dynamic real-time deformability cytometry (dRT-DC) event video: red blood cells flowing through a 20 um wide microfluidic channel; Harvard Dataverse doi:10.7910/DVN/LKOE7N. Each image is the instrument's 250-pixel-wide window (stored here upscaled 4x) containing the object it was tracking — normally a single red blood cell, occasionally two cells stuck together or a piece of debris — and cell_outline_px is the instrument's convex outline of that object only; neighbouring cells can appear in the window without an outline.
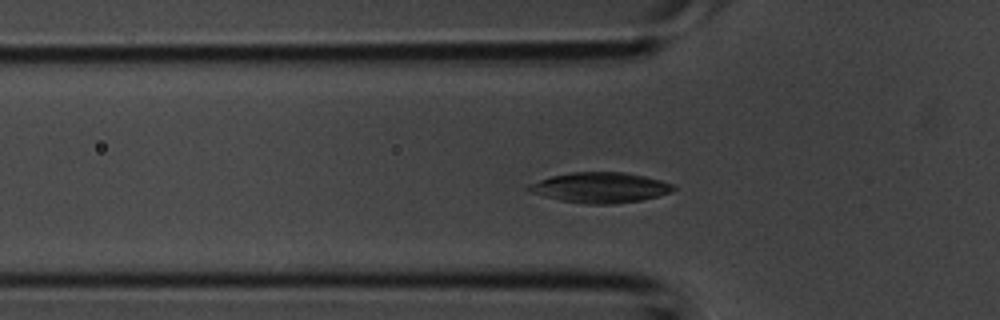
{"species": "common noctule bat (a hibernating species)", "species_latin": "Nyctalus noctula", "temperature_condition": "room temperature", "stored_images_in_passage": 22, "camera_frame_rate_fps": 3000, "um_per_image_px": 0.085, "animal": {"sex": "male", "body_mass_g": 20.1, "forearm_length_mm": 53.5}, "frame": {"image": 1, "passage_image": 2, "time_ms": 0.333, "image_size_px": [1000, 320], "cell_outline_px": [[676, 188], [672, 192], [640, 200], [616, 204], [584, 204], [560, 200], [528, 192], [524, 188], [528, 184], [552, 176], [572, 172], [624, 172], [644, 176], [660, 180], [672, 184]], "centroid_in_image_um": [50.98, 15.95], "position_along_channel_um": 74.8, "area_um2": 25.61}}
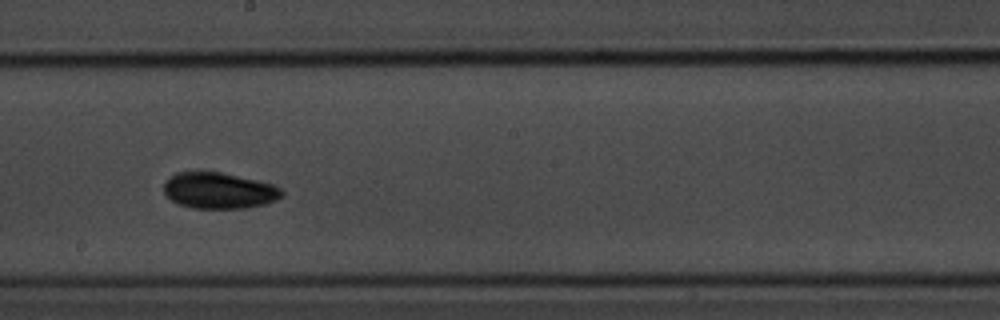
{"frame": {"image": 2, "passage_image": 11, "time_ms": 3.333, "image_size_px": [1000, 320], "cell_outline_px": [[284, 196], [276, 200], [264, 204], [244, 208], [192, 208], [176, 204], [164, 192], [164, 184], [168, 176], [176, 172], [220, 172], [256, 180], [272, 184], [280, 188], [284, 192]], "centroid_in_image_um": [18.6, 16.2], "position_along_channel_um": 229.6, "area_um2": 24.85}}
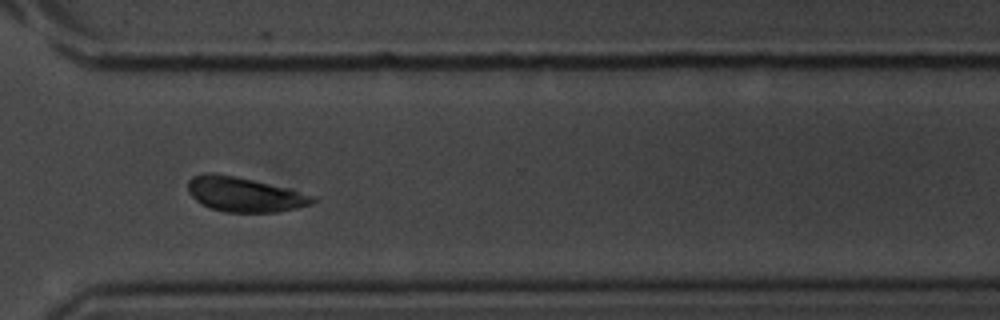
{"frame": {"image": 3, "passage_image": 18, "time_ms": 5.667, "image_size_px": [1000, 320], "cell_outline_px": [[316, 200], [312, 204], [296, 208], [276, 212], [224, 212], [212, 208], [196, 200], [188, 192], [188, 180], [192, 176], [204, 172], [212, 172], [236, 176], [288, 188], [316, 196]], "centroid_in_image_um": [20.77, 16.51], "position_along_channel_um": 349.8, "area_um2": 25.2}}